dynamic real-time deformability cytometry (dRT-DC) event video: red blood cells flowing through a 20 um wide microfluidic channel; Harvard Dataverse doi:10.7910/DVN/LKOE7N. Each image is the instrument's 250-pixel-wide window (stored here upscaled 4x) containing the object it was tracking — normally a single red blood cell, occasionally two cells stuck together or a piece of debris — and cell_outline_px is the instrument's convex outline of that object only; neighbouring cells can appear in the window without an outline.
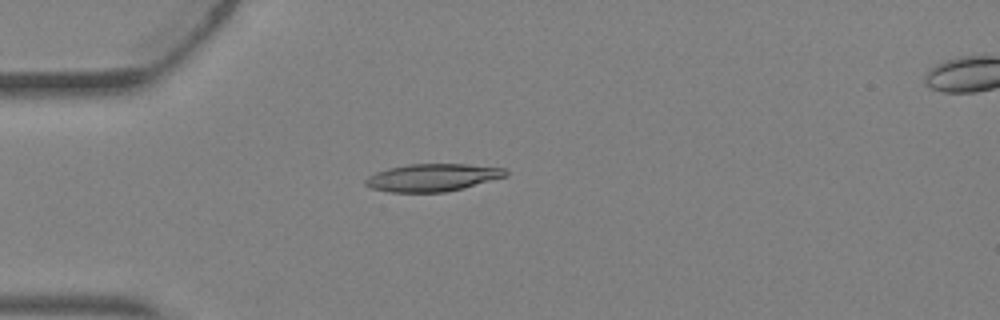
{"species": "Egyptian fruit bat (a non-hibernating species)", "species_latin": "Rousettus aegyptiacus", "temperature_condition": "warm", "stored_images_in_passage": 3, "camera_frame_rate_fps": 3000, "um_per_image_px": 0.085, "animal": {"sex": "female"}, "frame": {"image": 1, "passage_image": 2, "time_ms": 0.333, "image_size_px": [1000, 320], "cell_outline_px": [[508, 176], [444, 192], [388, 192], [372, 188], [364, 184], [364, 180], [368, 176], [376, 172], [388, 168], [408, 164], [468, 164], [504, 168], [508, 172]], "centroid_in_image_um": [36.73, 15.08], "position_along_channel_um": 48.3, "area_um2": 22.37}}